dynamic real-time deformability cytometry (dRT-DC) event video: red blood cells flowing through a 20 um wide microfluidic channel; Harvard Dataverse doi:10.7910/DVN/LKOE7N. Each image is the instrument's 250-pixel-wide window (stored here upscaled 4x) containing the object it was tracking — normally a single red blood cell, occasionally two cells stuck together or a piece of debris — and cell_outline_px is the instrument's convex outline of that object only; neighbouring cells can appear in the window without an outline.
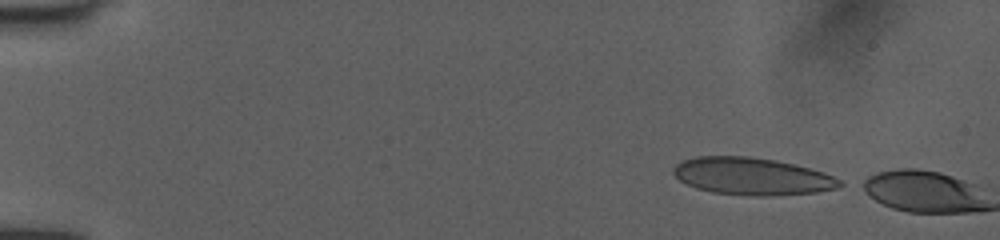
{"species": "human", "species_latin": "Homo sapiens", "temperature_condition": "room temperature", "stored_images_in_passage": 3, "camera_frame_rate_fps": 3000, "um_per_image_px": 0.085, "donor": {"sex": "female"}, "frame": {"image": 1, "passage_image": 2, "time_ms": 0.333, "image_size_px": [1000, 240], "cell_outline_px": [[844, 184], [836, 188], [816, 192], [772, 196], [756, 196], [712, 192], [696, 188], [680, 180], [672, 172], [672, 168], [680, 160], [696, 156], [748, 156], [776, 160], [796, 164], [824, 172], [840, 180]], "centroid_in_image_um": [63.91, 14.97], "position_along_channel_um": 21.1, "area_um2": 36.3}}